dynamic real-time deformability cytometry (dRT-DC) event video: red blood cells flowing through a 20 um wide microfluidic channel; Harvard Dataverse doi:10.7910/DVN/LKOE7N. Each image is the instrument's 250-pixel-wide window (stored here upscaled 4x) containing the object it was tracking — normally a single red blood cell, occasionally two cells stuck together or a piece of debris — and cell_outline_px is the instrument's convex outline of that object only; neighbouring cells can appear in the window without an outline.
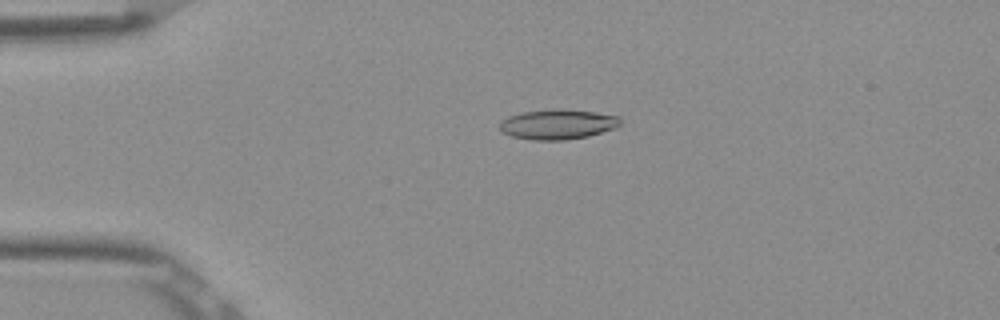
{"species": "Egyptian fruit bat (a non-hibernating species)", "species_latin": "Rousettus aegyptiacus", "temperature_condition": "room temperature", "stored_images_in_passage": 5, "camera_frame_rate_fps": 3000, "um_per_image_px": 0.085, "frame": {"image": 1, "passage_image": 4, "time_ms": 1.0, "image_size_px": [1000, 320], "cell_outline_px": [[620, 124], [616, 128], [588, 136], [564, 140], [532, 140], [512, 136], [500, 132], [500, 120], [508, 116], [520, 112], [592, 112], [620, 116]], "centroid_in_image_um": [47.37, 10.62], "position_along_channel_um": 37.6, "area_um2": 20.17}}